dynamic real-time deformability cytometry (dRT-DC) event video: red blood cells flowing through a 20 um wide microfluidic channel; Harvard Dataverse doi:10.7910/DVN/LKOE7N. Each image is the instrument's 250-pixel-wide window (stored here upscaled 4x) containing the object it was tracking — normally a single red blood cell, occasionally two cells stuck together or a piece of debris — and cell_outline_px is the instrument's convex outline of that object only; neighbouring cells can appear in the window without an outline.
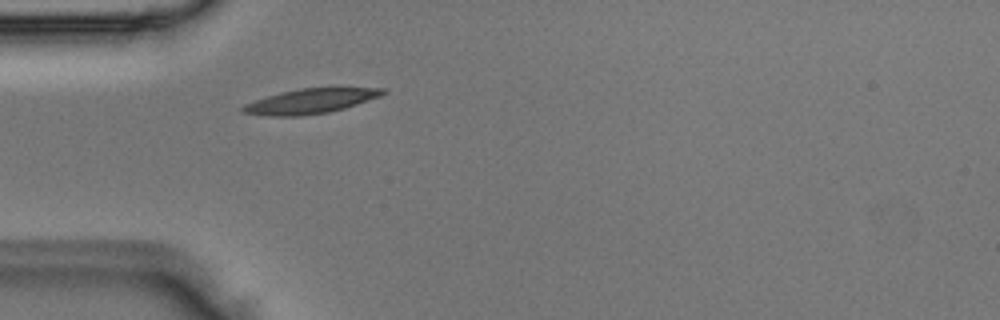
{"species": "Egyptian fruit bat (a non-hibernating species)", "species_latin": "Rousettus aegyptiacus", "temperature_condition": "room temperature", "stored_images_in_passage": 1, "camera_frame_rate_fps": 3000, "um_per_image_px": 0.085, "animal": {"sex": "male"}, "frame": {"image": 1, "passage_image": 1, "time_ms": 0.0, "image_size_px": [1000, 320], "cell_outline_px": [[388, 92], [380, 96], [344, 108], [328, 112], [300, 116], [268, 116], [240, 112], [240, 108], [244, 104], [280, 92], [300, 88], [384, 88]], "centroid_in_image_um": [26.35, 8.6], "position_along_channel_um": 58.6, "area_um2": 20.06}}